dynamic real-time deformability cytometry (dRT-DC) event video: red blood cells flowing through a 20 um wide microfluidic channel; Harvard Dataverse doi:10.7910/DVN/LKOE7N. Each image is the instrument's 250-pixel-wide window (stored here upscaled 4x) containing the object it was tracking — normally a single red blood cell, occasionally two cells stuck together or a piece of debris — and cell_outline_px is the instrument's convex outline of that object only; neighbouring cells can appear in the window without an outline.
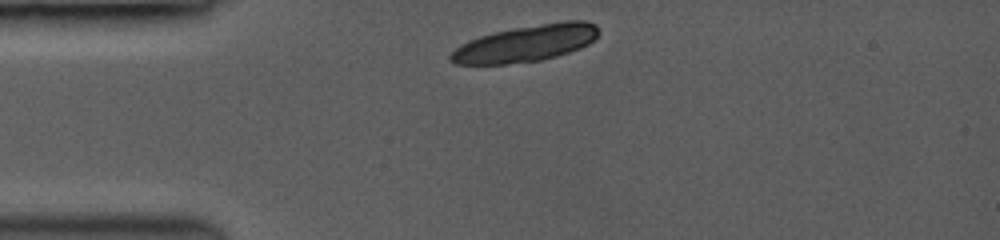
{"species": "common noctule bat (a hibernating species)", "species_latin": "Nyctalus noctula", "temperature_condition": "room temperature", "stored_images_in_passage": 2, "camera_frame_rate_fps": 3500, "um_per_image_px": 0.085, "animal": {"sex": "female", "body_mass_g": 19.0, "forearm_length_mm": 53.3}, "frame": {"image": 1, "passage_image": 1, "time_ms": 0.0, "image_size_px": [1000, 240], "cell_outline_px": [[600, 32], [588, 44], [580, 48], [556, 56], [540, 60], [504, 64], [456, 64], [448, 56], [460, 44], [480, 36], [496, 32], [516, 28], [564, 20], [584, 20], [596, 24]], "centroid_in_image_um": [44.73, 3.68], "position_along_channel_um": 40.3, "area_um2": 31.15}}